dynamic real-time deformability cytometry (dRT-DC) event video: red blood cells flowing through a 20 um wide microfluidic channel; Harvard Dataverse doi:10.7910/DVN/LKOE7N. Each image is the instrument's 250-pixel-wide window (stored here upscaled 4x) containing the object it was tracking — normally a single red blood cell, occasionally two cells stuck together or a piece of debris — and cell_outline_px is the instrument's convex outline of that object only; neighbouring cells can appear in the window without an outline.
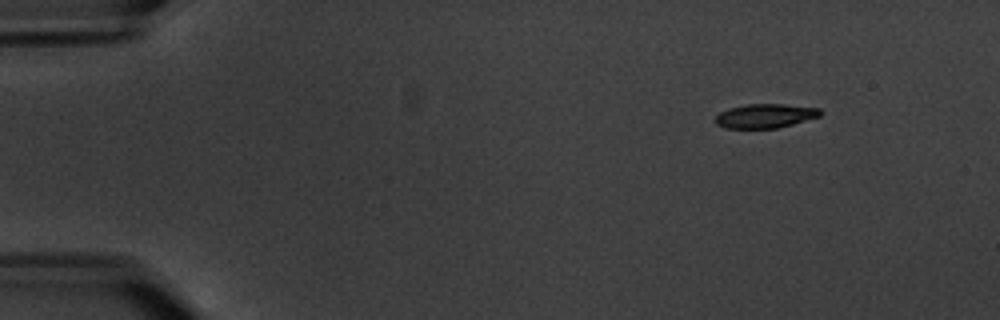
{"species": "common noctule bat (a hibernating species)", "species_latin": "Nyctalus noctula", "temperature_condition": "warm", "stored_images_in_passage": 5, "camera_frame_rate_fps": 3000, "um_per_image_px": 0.085, "animal": {"sex": "male", "body_mass_g": 20.1, "forearm_length_mm": 53.5}, "frame": {"image": 1, "passage_image": 2, "time_ms": 1.0, "image_size_px": [1000, 320], "cell_outline_px": [[824, 112], [820, 116], [792, 124], [776, 128], [724, 128], [716, 124], [716, 116], [720, 112], [728, 108], [748, 104], [784, 104], [820, 108]], "centroid_in_image_um": [65.06, 9.84], "position_along_channel_um": 19.9, "area_um2": 14.74}}
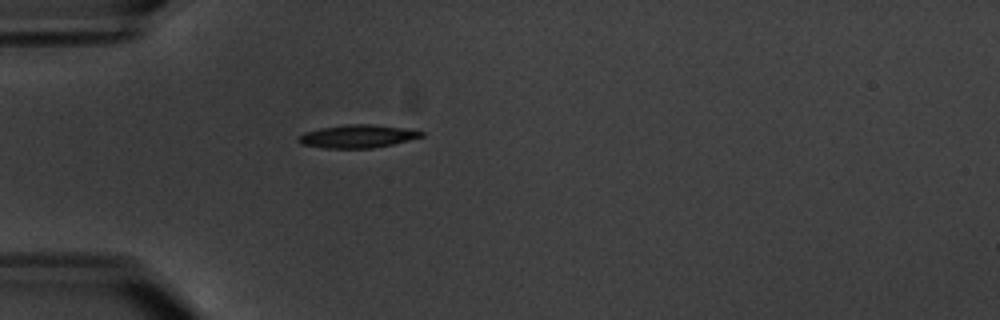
{"frame": {"image": 2, "passage_image": 5, "time_ms": 4.667, "image_size_px": [1000, 320], "cell_outline_px": [[424, 136], [392, 144], [372, 148], [324, 148], [300, 144], [296, 140], [304, 132], [320, 128], [348, 124], [372, 124], [404, 128], [424, 132]], "centroid_in_image_um": [30.36, 11.58], "position_along_channel_um": 54.6, "area_um2": 16.42}}